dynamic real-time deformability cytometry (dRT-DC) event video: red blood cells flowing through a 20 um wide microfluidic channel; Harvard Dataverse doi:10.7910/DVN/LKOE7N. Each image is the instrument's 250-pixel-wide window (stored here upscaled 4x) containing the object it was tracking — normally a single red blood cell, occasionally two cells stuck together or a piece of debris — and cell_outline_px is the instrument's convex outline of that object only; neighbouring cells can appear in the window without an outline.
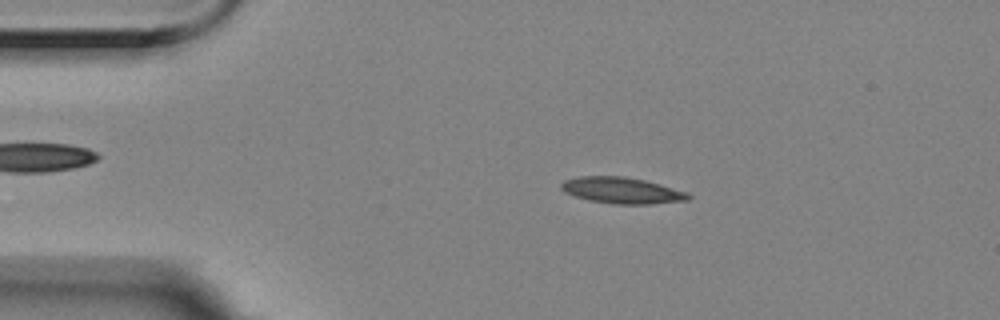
{"species": "Egyptian fruit bat (a non-hibernating species)", "species_latin": "Rousettus aegyptiacus", "temperature_condition": "room temperature", "stored_images_in_passage": 55, "camera_frame_rate_fps": 3000, "um_per_image_px": 0.085, "animal": {"sex": "female"}, "frame": {"image": 1, "passage_image": 10, "time_ms": 3.0, "image_size_px": [1000, 320], "cell_outline_px": [[692, 196], [688, 200], [652, 204], [612, 204], [588, 200], [564, 192], [560, 188], [560, 184], [564, 180], [580, 176], [624, 176], [644, 180], [660, 184], [688, 192]], "centroid_in_image_um": [52.86, 16.19], "position_along_channel_um": 32.1, "area_um2": 19.54}}
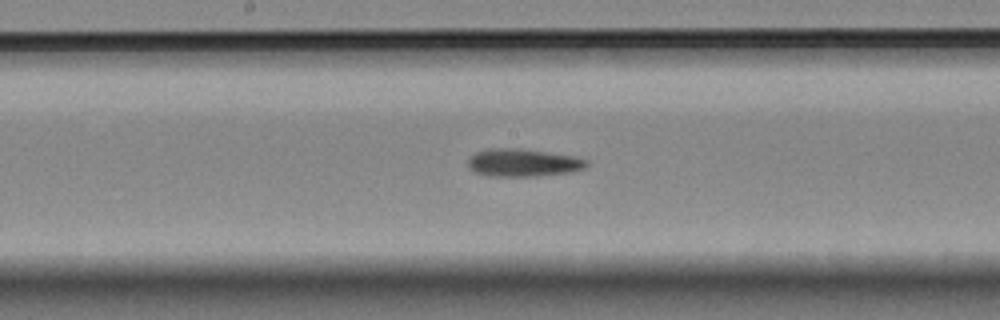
{"frame": {"image": 2, "passage_image": 28, "time_ms": 9.0, "image_size_px": [1000, 320], "cell_outline_px": [[588, 164], [584, 168], [572, 172], [536, 176], [488, 176], [476, 172], [468, 168], [468, 160], [476, 152], [488, 148], [512, 148], [544, 152], [572, 156], [588, 160]], "centroid_in_image_um": [44.44, 13.84], "position_along_channel_um": 203.8, "area_um2": 18.96}}
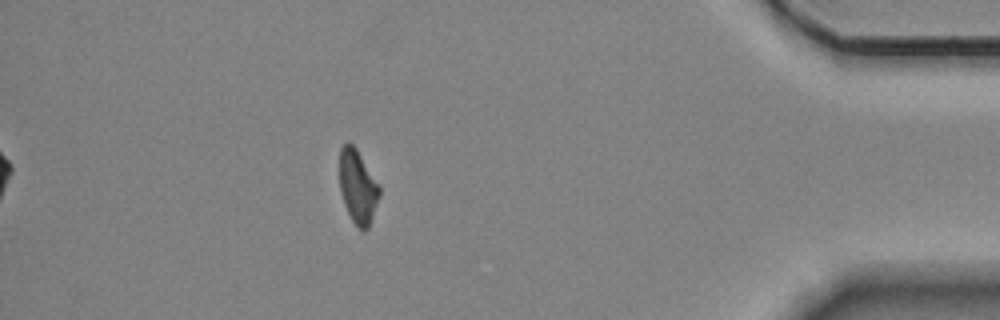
{"frame": {"image": 3, "passage_image": 49, "time_ms": 16.0, "image_size_px": [1000, 320], "cell_outline_px": [[380, 196], [368, 228], [364, 232], [356, 228], [344, 204], [340, 192], [340, 148], [348, 140], [356, 148], [380, 184]], "centroid_in_image_um": [30.42, 15.88], "position_along_channel_um": 404.8, "area_um2": 17.34}, "authors_computed_cell_mechanics": {"area_um2": 18.3804, "velocity_mm_per_s": 3.5363, "shape_relaxation_time_tau1_ms": null, "shape_relaxation_time_tau2_ms": 5.8784, "deformation_change_tau1": null, "deformation_change_tau2": 0.1447}}